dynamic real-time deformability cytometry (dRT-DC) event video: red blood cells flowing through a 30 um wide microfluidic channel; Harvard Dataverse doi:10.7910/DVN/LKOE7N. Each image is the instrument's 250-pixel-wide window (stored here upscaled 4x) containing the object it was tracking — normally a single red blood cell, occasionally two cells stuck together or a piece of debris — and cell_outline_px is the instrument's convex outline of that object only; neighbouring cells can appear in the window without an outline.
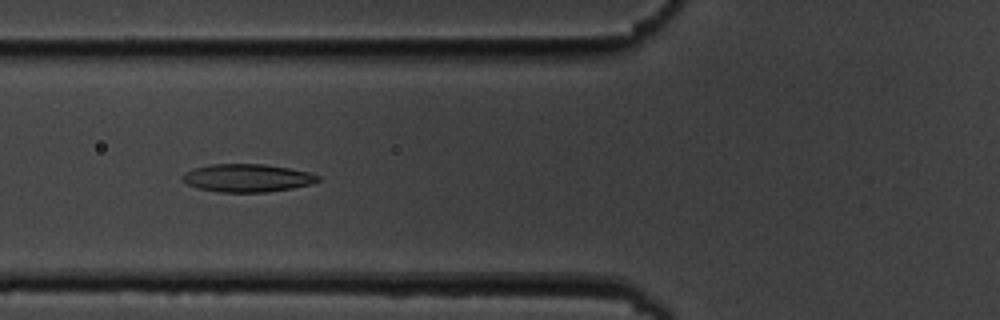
{"species": "common noctule bat (a hibernating species)", "species_latin": "Nyctalus noctula", "temperature_condition": "cold", "stored_images_in_passage": 8, "camera_frame_rate_fps": 3000, "um_per_image_px": 0.085, "animal": {"sex": "male", "body_mass_g": 19.5, "forearm_length_mm": 54.6}, "frame": {"image": 1, "passage_image": 7, "time_ms": 6.667, "image_size_px": [1000, 320], "cell_outline_px": [[320, 180], [312, 184], [292, 188], [264, 192], [220, 192], [200, 188], [188, 184], [180, 176], [184, 172], [192, 168], [212, 164], [264, 164], [288, 168], [308, 172], [320, 176]], "centroid_in_image_um": [21.01, 15.12], "position_along_channel_um": 104.8, "area_um2": 21.96}}
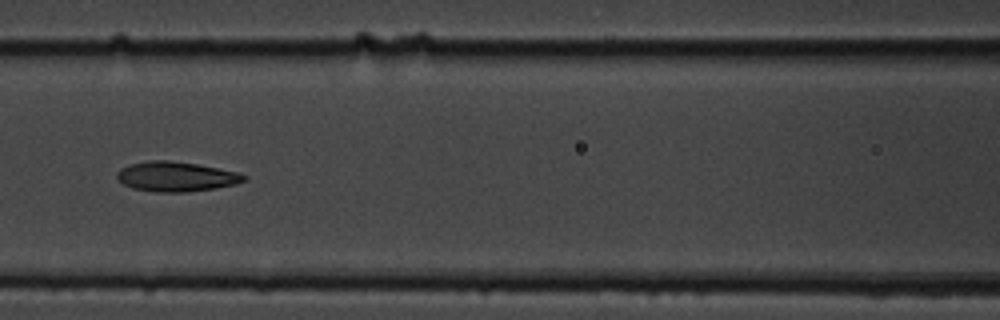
{"frame": {"image": 2, "passage_image": 8, "time_ms": 8.0, "image_size_px": [1000, 320], "cell_outline_px": [[248, 180], [236, 184], [216, 188], [184, 192], [152, 192], [132, 188], [124, 184], [116, 176], [116, 172], [120, 168], [132, 164], [148, 160], [168, 160], [196, 164], [236, 172], [248, 176]], "centroid_in_image_um": [14.97, 15.01], "position_along_channel_um": 151.6, "area_um2": 22.02}}